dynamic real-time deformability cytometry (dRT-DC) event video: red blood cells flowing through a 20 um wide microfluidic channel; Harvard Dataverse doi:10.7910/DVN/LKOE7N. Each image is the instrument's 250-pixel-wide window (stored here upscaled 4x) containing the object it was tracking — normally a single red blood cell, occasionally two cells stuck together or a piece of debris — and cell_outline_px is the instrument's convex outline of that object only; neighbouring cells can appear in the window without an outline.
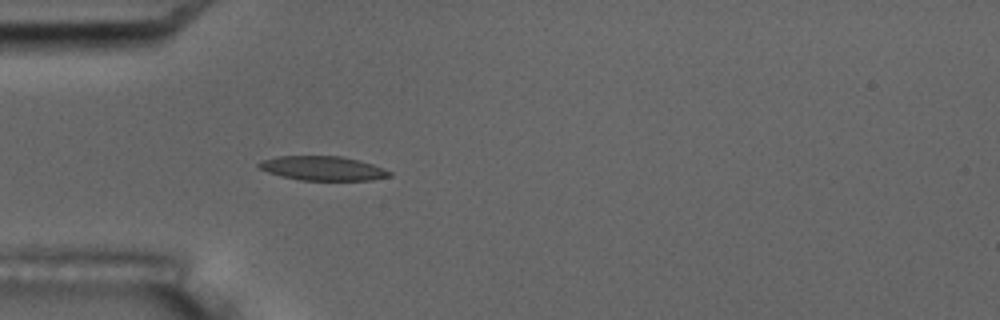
{"species": "common noctule bat (a hibernating species)", "species_latin": "Nyctalus noctula", "temperature_condition": "room temperature", "stored_images_in_passage": 3, "camera_frame_rate_fps": 3000, "um_per_image_px": 0.085, "animal": {"sex": "male", "body_mass_g": 17.5, "forearm_length_mm": 52.3}, "frame": {"image": 1, "passage_image": 3, "time_ms": 3.0, "image_size_px": [1000, 320], "cell_outline_px": [[392, 176], [372, 180], [300, 180], [280, 176], [268, 172], [260, 168], [256, 164], [260, 160], [280, 156], [340, 156], [372, 164], [392, 172]], "centroid_in_image_um": [27.41, 14.31], "position_along_channel_um": 57.6, "area_um2": 18.38}}